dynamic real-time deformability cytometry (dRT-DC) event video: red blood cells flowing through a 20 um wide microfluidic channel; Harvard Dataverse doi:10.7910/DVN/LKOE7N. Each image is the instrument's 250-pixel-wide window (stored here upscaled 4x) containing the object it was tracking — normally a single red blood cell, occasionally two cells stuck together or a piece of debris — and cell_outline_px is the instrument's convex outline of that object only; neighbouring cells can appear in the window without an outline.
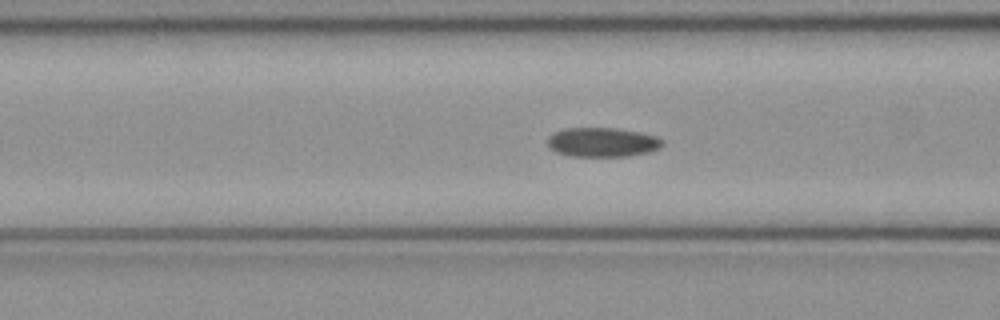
{"species": "common noctule bat (a hibernating species)", "species_latin": "Nyctalus noctula", "temperature_condition": "cold", "stored_images_in_passage": 39, "camera_frame_rate_fps": 3000, "um_per_image_px": 0.085, "animal": {"sex": "female", "body_mass_g": 21.9}, "frame": {"image": 1, "passage_image": 8, "time_ms": 2.333, "image_size_px": [1000, 320], "cell_outline_px": [[664, 144], [660, 148], [648, 152], [628, 156], [568, 156], [556, 152], [548, 148], [548, 136], [552, 132], [564, 128], [616, 128], [640, 132], [656, 136], [664, 140]], "centroid_in_image_um": [51.18, 12.08], "position_along_channel_um": 115.4, "area_um2": 19.88}}
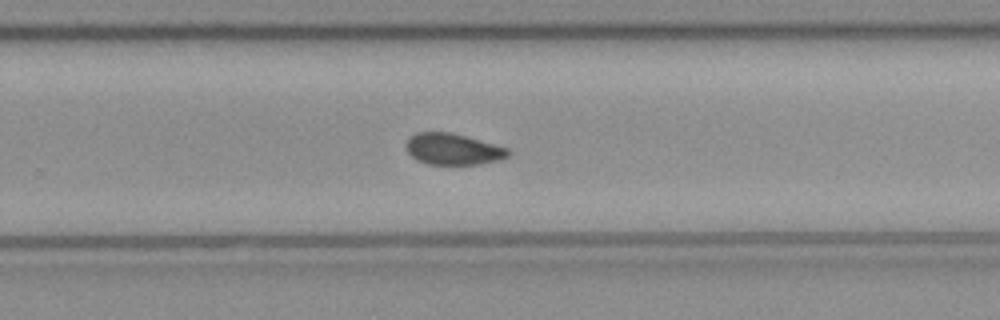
{"frame": {"image": 2, "passage_image": 21, "time_ms": 6.667, "image_size_px": [1000, 320], "cell_outline_px": [[512, 152], [508, 156], [500, 160], [480, 164], [428, 164], [412, 156], [408, 152], [404, 144], [416, 132], [452, 132], [508, 148]], "centroid_in_image_um": [38.53, 12.67], "position_along_channel_um": 291.3, "area_um2": 18.55}}
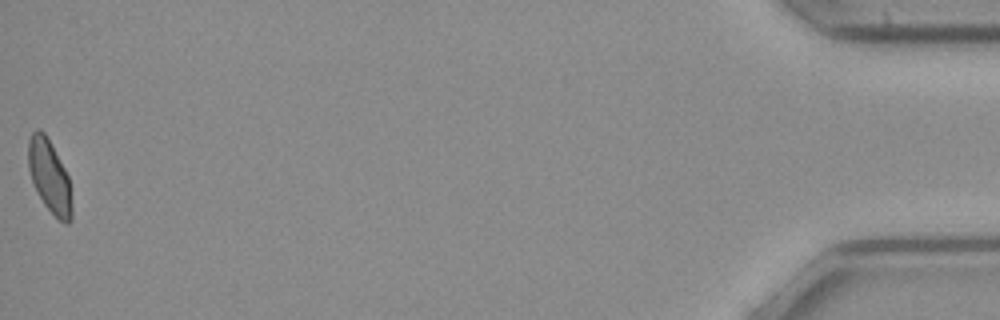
{"frame": {"image": 3, "passage_image": 39, "time_ms": 12.667, "image_size_px": [1000, 320], "cell_outline_px": [[72, 220], [68, 224], [64, 224], [44, 204], [32, 180], [28, 168], [28, 140], [32, 132], [36, 128], [40, 128], [44, 132], [64, 168], [68, 176], [72, 208]], "centroid_in_image_um": [4.2, 14.98], "position_along_channel_um": 431.0, "area_um2": 18.15}, "authors_computed_cell_mechanics": {"area_um2": 19.363, "velocity_mm_per_s": 4.0597, "shape_relaxation_time_tau1_ms": null, "shape_relaxation_time_tau2_ms": 4.8568, "deformation_change_tau1": null, "deformation_change_tau2": 0.081}}